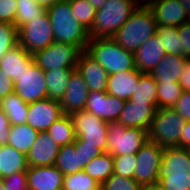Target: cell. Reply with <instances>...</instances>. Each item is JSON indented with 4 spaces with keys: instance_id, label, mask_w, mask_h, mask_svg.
<instances>
[{
    "instance_id": "d6a6232c",
    "label": "cell",
    "mask_w": 190,
    "mask_h": 190,
    "mask_svg": "<svg viewBox=\"0 0 190 190\" xmlns=\"http://www.w3.org/2000/svg\"><path fill=\"white\" fill-rule=\"evenodd\" d=\"M182 91V87L178 82H157L158 109L173 108Z\"/></svg>"
},
{
    "instance_id": "7dc6e473",
    "label": "cell",
    "mask_w": 190,
    "mask_h": 190,
    "mask_svg": "<svg viewBox=\"0 0 190 190\" xmlns=\"http://www.w3.org/2000/svg\"><path fill=\"white\" fill-rule=\"evenodd\" d=\"M14 93V81L0 69V97Z\"/></svg>"
},
{
    "instance_id": "ba28073f",
    "label": "cell",
    "mask_w": 190,
    "mask_h": 190,
    "mask_svg": "<svg viewBox=\"0 0 190 190\" xmlns=\"http://www.w3.org/2000/svg\"><path fill=\"white\" fill-rule=\"evenodd\" d=\"M83 51L76 45L54 41L48 47L35 52V64L43 71L55 69H76Z\"/></svg>"
},
{
    "instance_id": "d4e9b609",
    "label": "cell",
    "mask_w": 190,
    "mask_h": 190,
    "mask_svg": "<svg viewBox=\"0 0 190 190\" xmlns=\"http://www.w3.org/2000/svg\"><path fill=\"white\" fill-rule=\"evenodd\" d=\"M26 155L9 145L0 146V178L27 171Z\"/></svg>"
},
{
    "instance_id": "7a4b0ae2",
    "label": "cell",
    "mask_w": 190,
    "mask_h": 190,
    "mask_svg": "<svg viewBox=\"0 0 190 190\" xmlns=\"http://www.w3.org/2000/svg\"><path fill=\"white\" fill-rule=\"evenodd\" d=\"M158 184L166 190H190V149L165 148L158 169Z\"/></svg>"
},
{
    "instance_id": "7402d4cb",
    "label": "cell",
    "mask_w": 190,
    "mask_h": 190,
    "mask_svg": "<svg viewBox=\"0 0 190 190\" xmlns=\"http://www.w3.org/2000/svg\"><path fill=\"white\" fill-rule=\"evenodd\" d=\"M143 75L138 69L109 74L106 92L124 101L130 100Z\"/></svg>"
},
{
    "instance_id": "b9f144b4",
    "label": "cell",
    "mask_w": 190,
    "mask_h": 190,
    "mask_svg": "<svg viewBox=\"0 0 190 190\" xmlns=\"http://www.w3.org/2000/svg\"><path fill=\"white\" fill-rule=\"evenodd\" d=\"M5 190H29L26 171L16 172L3 178Z\"/></svg>"
},
{
    "instance_id": "5bb4252c",
    "label": "cell",
    "mask_w": 190,
    "mask_h": 190,
    "mask_svg": "<svg viewBox=\"0 0 190 190\" xmlns=\"http://www.w3.org/2000/svg\"><path fill=\"white\" fill-rule=\"evenodd\" d=\"M124 103L123 99L109 95L107 92L90 91L84 110L110 123L119 119Z\"/></svg>"
},
{
    "instance_id": "f1b7e54d",
    "label": "cell",
    "mask_w": 190,
    "mask_h": 190,
    "mask_svg": "<svg viewBox=\"0 0 190 190\" xmlns=\"http://www.w3.org/2000/svg\"><path fill=\"white\" fill-rule=\"evenodd\" d=\"M29 103L24 102L16 93L3 98L2 110L7 114L11 125L26 123Z\"/></svg>"
},
{
    "instance_id": "bcb514c9",
    "label": "cell",
    "mask_w": 190,
    "mask_h": 190,
    "mask_svg": "<svg viewBox=\"0 0 190 190\" xmlns=\"http://www.w3.org/2000/svg\"><path fill=\"white\" fill-rule=\"evenodd\" d=\"M10 120L7 114L0 110V146L7 145L10 134Z\"/></svg>"
},
{
    "instance_id": "74e56055",
    "label": "cell",
    "mask_w": 190,
    "mask_h": 190,
    "mask_svg": "<svg viewBox=\"0 0 190 190\" xmlns=\"http://www.w3.org/2000/svg\"><path fill=\"white\" fill-rule=\"evenodd\" d=\"M18 44V29L14 24L0 22V59Z\"/></svg>"
},
{
    "instance_id": "4316f807",
    "label": "cell",
    "mask_w": 190,
    "mask_h": 190,
    "mask_svg": "<svg viewBox=\"0 0 190 190\" xmlns=\"http://www.w3.org/2000/svg\"><path fill=\"white\" fill-rule=\"evenodd\" d=\"M37 134L38 131L29 126L27 123H23L21 125H11L7 145L26 155L31 149V146L34 144Z\"/></svg>"
},
{
    "instance_id": "603a6c76",
    "label": "cell",
    "mask_w": 190,
    "mask_h": 190,
    "mask_svg": "<svg viewBox=\"0 0 190 190\" xmlns=\"http://www.w3.org/2000/svg\"><path fill=\"white\" fill-rule=\"evenodd\" d=\"M187 63L188 57L184 55L166 54L150 75L157 82H178Z\"/></svg>"
},
{
    "instance_id": "9a60e30c",
    "label": "cell",
    "mask_w": 190,
    "mask_h": 190,
    "mask_svg": "<svg viewBox=\"0 0 190 190\" xmlns=\"http://www.w3.org/2000/svg\"><path fill=\"white\" fill-rule=\"evenodd\" d=\"M60 146L46 132H38L34 144L26 154L28 166H53Z\"/></svg>"
},
{
    "instance_id": "6da1fadb",
    "label": "cell",
    "mask_w": 190,
    "mask_h": 190,
    "mask_svg": "<svg viewBox=\"0 0 190 190\" xmlns=\"http://www.w3.org/2000/svg\"><path fill=\"white\" fill-rule=\"evenodd\" d=\"M46 11L52 24L55 41L76 45L82 51H86L91 38L89 30L73 15L70 1H56Z\"/></svg>"
},
{
    "instance_id": "3957f363",
    "label": "cell",
    "mask_w": 190,
    "mask_h": 190,
    "mask_svg": "<svg viewBox=\"0 0 190 190\" xmlns=\"http://www.w3.org/2000/svg\"><path fill=\"white\" fill-rule=\"evenodd\" d=\"M155 16L149 7H137L112 39L122 48L135 52L157 32Z\"/></svg>"
},
{
    "instance_id": "4dcf8cb0",
    "label": "cell",
    "mask_w": 190,
    "mask_h": 190,
    "mask_svg": "<svg viewBox=\"0 0 190 190\" xmlns=\"http://www.w3.org/2000/svg\"><path fill=\"white\" fill-rule=\"evenodd\" d=\"M61 147L74 143V126L70 115L64 114L46 131Z\"/></svg>"
},
{
    "instance_id": "db71d44e",
    "label": "cell",
    "mask_w": 190,
    "mask_h": 190,
    "mask_svg": "<svg viewBox=\"0 0 190 190\" xmlns=\"http://www.w3.org/2000/svg\"><path fill=\"white\" fill-rule=\"evenodd\" d=\"M87 1H89L94 6V8L98 10L104 5L106 0H87Z\"/></svg>"
},
{
    "instance_id": "681fc988",
    "label": "cell",
    "mask_w": 190,
    "mask_h": 190,
    "mask_svg": "<svg viewBox=\"0 0 190 190\" xmlns=\"http://www.w3.org/2000/svg\"><path fill=\"white\" fill-rule=\"evenodd\" d=\"M179 147L190 149V121H186L182 129Z\"/></svg>"
},
{
    "instance_id": "f546056e",
    "label": "cell",
    "mask_w": 190,
    "mask_h": 190,
    "mask_svg": "<svg viewBox=\"0 0 190 190\" xmlns=\"http://www.w3.org/2000/svg\"><path fill=\"white\" fill-rule=\"evenodd\" d=\"M64 175L73 174L84 168L80 165L79 150L74 144L61 146L54 164Z\"/></svg>"
},
{
    "instance_id": "60d3db41",
    "label": "cell",
    "mask_w": 190,
    "mask_h": 190,
    "mask_svg": "<svg viewBox=\"0 0 190 190\" xmlns=\"http://www.w3.org/2000/svg\"><path fill=\"white\" fill-rule=\"evenodd\" d=\"M75 150H79L80 165L84 168L92 159L99 156L103 152L95 147V145L84 144L79 137L74 140Z\"/></svg>"
},
{
    "instance_id": "4fadbf2b",
    "label": "cell",
    "mask_w": 190,
    "mask_h": 190,
    "mask_svg": "<svg viewBox=\"0 0 190 190\" xmlns=\"http://www.w3.org/2000/svg\"><path fill=\"white\" fill-rule=\"evenodd\" d=\"M63 115L60 103L47 98L29 103L26 123L36 131L43 132Z\"/></svg>"
},
{
    "instance_id": "83f0119b",
    "label": "cell",
    "mask_w": 190,
    "mask_h": 190,
    "mask_svg": "<svg viewBox=\"0 0 190 190\" xmlns=\"http://www.w3.org/2000/svg\"><path fill=\"white\" fill-rule=\"evenodd\" d=\"M83 171L101 185L114 173L113 155L103 152L92 159Z\"/></svg>"
},
{
    "instance_id": "9f6ffc18",
    "label": "cell",
    "mask_w": 190,
    "mask_h": 190,
    "mask_svg": "<svg viewBox=\"0 0 190 190\" xmlns=\"http://www.w3.org/2000/svg\"><path fill=\"white\" fill-rule=\"evenodd\" d=\"M0 190H5L2 178H0Z\"/></svg>"
},
{
    "instance_id": "6f0895ef",
    "label": "cell",
    "mask_w": 190,
    "mask_h": 190,
    "mask_svg": "<svg viewBox=\"0 0 190 190\" xmlns=\"http://www.w3.org/2000/svg\"><path fill=\"white\" fill-rule=\"evenodd\" d=\"M3 108V99L0 97V110Z\"/></svg>"
},
{
    "instance_id": "8d00e7d4",
    "label": "cell",
    "mask_w": 190,
    "mask_h": 190,
    "mask_svg": "<svg viewBox=\"0 0 190 190\" xmlns=\"http://www.w3.org/2000/svg\"><path fill=\"white\" fill-rule=\"evenodd\" d=\"M71 10L76 19L88 30L91 29L94 17L96 15V9L87 0H69Z\"/></svg>"
},
{
    "instance_id": "5b68a950",
    "label": "cell",
    "mask_w": 190,
    "mask_h": 190,
    "mask_svg": "<svg viewBox=\"0 0 190 190\" xmlns=\"http://www.w3.org/2000/svg\"><path fill=\"white\" fill-rule=\"evenodd\" d=\"M86 52L92 56L108 74L137 69L135 67L134 52L122 48L111 37L90 38Z\"/></svg>"
},
{
    "instance_id": "f6af8a7d",
    "label": "cell",
    "mask_w": 190,
    "mask_h": 190,
    "mask_svg": "<svg viewBox=\"0 0 190 190\" xmlns=\"http://www.w3.org/2000/svg\"><path fill=\"white\" fill-rule=\"evenodd\" d=\"M178 34L181 43V55L190 57V20L178 26Z\"/></svg>"
},
{
    "instance_id": "ee69618b",
    "label": "cell",
    "mask_w": 190,
    "mask_h": 190,
    "mask_svg": "<svg viewBox=\"0 0 190 190\" xmlns=\"http://www.w3.org/2000/svg\"><path fill=\"white\" fill-rule=\"evenodd\" d=\"M185 121H190V92L182 91L173 108Z\"/></svg>"
},
{
    "instance_id": "277c9868",
    "label": "cell",
    "mask_w": 190,
    "mask_h": 190,
    "mask_svg": "<svg viewBox=\"0 0 190 190\" xmlns=\"http://www.w3.org/2000/svg\"><path fill=\"white\" fill-rule=\"evenodd\" d=\"M137 7L136 2L131 0H106L104 5L96 10L89 30L90 37L112 38Z\"/></svg>"
},
{
    "instance_id": "7c38bea8",
    "label": "cell",
    "mask_w": 190,
    "mask_h": 190,
    "mask_svg": "<svg viewBox=\"0 0 190 190\" xmlns=\"http://www.w3.org/2000/svg\"><path fill=\"white\" fill-rule=\"evenodd\" d=\"M165 148L148 140L136 153L134 180L142 187L158 183V169L162 163Z\"/></svg>"
},
{
    "instance_id": "484cf974",
    "label": "cell",
    "mask_w": 190,
    "mask_h": 190,
    "mask_svg": "<svg viewBox=\"0 0 190 190\" xmlns=\"http://www.w3.org/2000/svg\"><path fill=\"white\" fill-rule=\"evenodd\" d=\"M75 70L55 69L44 71L47 84V98L60 102L66 91L71 74Z\"/></svg>"
},
{
    "instance_id": "9c48e42d",
    "label": "cell",
    "mask_w": 190,
    "mask_h": 190,
    "mask_svg": "<svg viewBox=\"0 0 190 190\" xmlns=\"http://www.w3.org/2000/svg\"><path fill=\"white\" fill-rule=\"evenodd\" d=\"M74 126L75 137L84 144L95 145L102 152H107L108 122L86 111H75L70 114Z\"/></svg>"
},
{
    "instance_id": "30bf717a",
    "label": "cell",
    "mask_w": 190,
    "mask_h": 190,
    "mask_svg": "<svg viewBox=\"0 0 190 190\" xmlns=\"http://www.w3.org/2000/svg\"><path fill=\"white\" fill-rule=\"evenodd\" d=\"M55 41L47 11L18 30V44L33 55Z\"/></svg>"
},
{
    "instance_id": "11a10c76",
    "label": "cell",
    "mask_w": 190,
    "mask_h": 190,
    "mask_svg": "<svg viewBox=\"0 0 190 190\" xmlns=\"http://www.w3.org/2000/svg\"><path fill=\"white\" fill-rule=\"evenodd\" d=\"M186 9L187 17L190 20V0H179Z\"/></svg>"
},
{
    "instance_id": "e575fe53",
    "label": "cell",
    "mask_w": 190,
    "mask_h": 190,
    "mask_svg": "<svg viewBox=\"0 0 190 190\" xmlns=\"http://www.w3.org/2000/svg\"><path fill=\"white\" fill-rule=\"evenodd\" d=\"M101 185L83 170L64 175L62 190H100Z\"/></svg>"
},
{
    "instance_id": "f907efd6",
    "label": "cell",
    "mask_w": 190,
    "mask_h": 190,
    "mask_svg": "<svg viewBox=\"0 0 190 190\" xmlns=\"http://www.w3.org/2000/svg\"><path fill=\"white\" fill-rule=\"evenodd\" d=\"M37 4L44 8H48L53 5L57 0H34Z\"/></svg>"
},
{
    "instance_id": "8992f818",
    "label": "cell",
    "mask_w": 190,
    "mask_h": 190,
    "mask_svg": "<svg viewBox=\"0 0 190 190\" xmlns=\"http://www.w3.org/2000/svg\"><path fill=\"white\" fill-rule=\"evenodd\" d=\"M185 122L172 108L157 109L148 130L149 140L163 148L179 147Z\"/></svg>"
},
{
    "instance_id": "44dd1931",
    "label": "cell",
    "mask_w": 190,
    "mask_h": 190,
    "mask_svg": "<svg viewBox=\"0 0 190 190\" xmlns=\"http://www.w3.org/2000/svg\"><path fill=\"white\" fill-rule=\"evenodd\" d=\"M165 55L162 42L155 34L134 52L135 67L143 74H150Z\"/></svg>"
},
{
    "instance_id": "2e32d148",
    "label": "cell",
    "mask_w": 190,
    "mask_h": 190,
    "mask_svg": "<svg viewBox=\"0 0 190 190\" xmlns=\"http://www.w3.org/2000/svg\"><path fill=\"white\" fill-rule=\"evenodd\" d=\"M157 109L158 104L135 103L127 100L117 121L125 128H141L148 131Z\"/></svg>"
},
{
    "instance_id": "7bdbcfd3",
    "label": "cell",
    "mask_w": 190,
    "mask_h": 190,
    "mask_svg": "<svg viewBox=\"0 0 190 190\" xmlns=\"http://www.w3.org/2000/svg\"><path fill=\"white\" fill-rule=\"evenodd\" d=\"M17 0H0V22L15 25Z\"/></svg>"
},
{
    "instance_id": "52a82bcc",
    "label": "cell",
    "mask_w": 190,
    "mask_h": 190,
    "mask_svg": "<svg viewBox=\"0 0 190 190\" xmlns=\"http://www.w3.org/2000/svg\"><path fill=\"white\" fill-rule=\"evenodd\" d=\"M107 152L113 156L136 154L149 140L148 131L125 128L118 121L108 123Z\"/></svg>"
},
{
    "instance_id": "cb8c5ba5",
    "label": "cell",
    "mask_w": 190,
    "mask_h": 190,
    "mask_svg": "<svg viewBox=\"0 0 190 190\" xmlns=\"http://www.w3.org/2000/svg\"><path fill=\"white\" fill-rule=\"evenodd\" d=\"M32 57L20 44L11 48L0 59V69L7 74L14 84L19 81V77L25 70V63Z\"/></svg>"
},
{
    "instance_id": "d6986e66",
    "label": "cell",
    "mask_w": 190,
    "mask_h": 190,
    "mask_svg": "<svg viewBox=\"0 0 190 190\" xmlns=\"http://www.w3.org/2000/svg\"><path fill=\"white\" fill-rule=\"evenodd\" d=\"M29 190H62L64 174L55 166H28Z\"/></svg>"
},
{
    "instance_id": "e0dca14e",
    "label": "cell",
    "mask_w": 190,
    "mask_h": 190,
    "mask_svg": "<svg viewBox=\"0 0 190 190\" xmlns=\"http://www.w3.org/2000/svg\"><path fill=\"white\" fill-rule=\"evenodd\" d=\"M89 90L82 75L76 69L70 77L63 98L59 102L63 114L70 115L85 109Z\"/></svg>"
},
{
    "instance_id": "816d5d0a",
    "label": "cell",
    "mask_w": 190,
    "mask_h": 190,
    "mask_svg": "<svg viewBox=\"0 0 190 190\" xmlns=\"http://www.w3.org/2000/svg\"><path fill=\"white\" fill-rule=\"evenodd\" d=\"M158 0H137L138 7H150L153 3L157 2Z\"/></svg>"
},
{
    "instance_id": "ab89813d",
    "label": "cell",
    "mask_w": 190,
    "mask_h": 190,
    "mask_svg": "<svg viewBox=\"0 0 190 190\" xmlns=\"http://www.w3.org/2000/svg\"><path fill=\"white\" fill-rule=\"evenodd\" d=\"M136 159V154L113 156L114 173L122 177L134 179V171L137 163Z\"/></svg>"
},
{
    "instance_id": "ffe728a7",
    "label": "cell",
    "mask_w": 190,
    "mask_h": 190,
    "mask_svg": "<svg viewBox=\"0 0 190 190\" xmlns=\"http://www.w3.org/2000/svg\"><path fill=\"white\" fill-rule=\"evenodd\" d=\"M158 27H178L189 21L186 9L179 0H158L149 7Z\"/></svg>"
},
{
    "instance_id": "f35d334b",
    "label": "cell",
    "mask_w": 190,
    "mask_h": 190,
    "mask_svg": "<svg viewBox=\"0 0 190 190\" xmlns=\"http://www.w3.org/2000/svg\"><path fill=\"white\" fill-rule=\"evenodd\" d=\"M100 190H142V186L134 179L113 173L101 184Z\"/></svg>"
},
{
    "instance_id": "1f68e13d",
    "label": "cell",
    "mask_w": 190,
    "mask_h": 190,
    "mask_svg": "<svg viewBox=\"0 0 190 190\" xmlns=\"http://www.w3.org/2000/svg\"><path fill=\"white\" fill-rule=\"evenodd\" d=\"M129 101L157 104V81L150 74H143L139 79V85H137Z\"/></svg>"
},
{
    "instance_id": "f5cc1de1",
    "label": "cell",
    "mask_w": 190,
    "mask_h": 190,
    "mask_svg": "<svg viewBox=\"0 0 190 190\" xmlns=\"http://www.w3.org/2000/svg\"><path fill=\"white\" fill-rule=\"evenodd\" d=\"M142 190H166L158 183H155L153 185H146L142 187Z\"/></svg>"
},
{
    "instance_id": "d590c367",
    "label": "cell",
    "mask_w": 190,
    "mask_h": 190,
    "mask_svg": "<svg viewBox=\"0 0 190 190\" xmlns=\"http://www.w3.org/2000/svg\"><path fill=\"white\" fill-rule=\"evenodd\" d=\"M156 34L160 38L166 54L181 55V43L177 27H157Z\"/></svg>"
},
{
    "instance_id": "836d02e7",
    "label": "cell",
    "mask_w": 190,
    "mask_h": 190,
    "mask_svg": "<svg viewBox=\"0 0 190 190\" xmlns=\"http://www.w3.org/2000/svg\"><path fill=\"white\" fill-rule=\"evenodd\" d=\"M17 6L15 26L18 30L46 12V8L40 6L34 0H17Z\"/></svg>"
},
{
    "instance_id": "ac0fdd59",
    "label": "cell",
    "mask_w": 190,
    "mask_h": 190,
    "mask_svg": "<svg viewBox=\"0 0 190 190\" xmlns=\"http://www.w3.org/2000/svg\"><path fill=\"white\" fill-rule=\"evenodd\" d=\"M76 69L84 78L89 92H106L109 74L86 51L80 54Z\"/></svg>"
},
{
    "instance_id": "c3c4849f",
    "label": "cell",
    "mask_w": 190,
    "mask_h": 190,
    "mask_svg": "<svg viewBox=\"0 0 190 190\" xmlns=\"http://www.w3.org/2000/svg\"><path fill=\"white\" fill-rule=\"evenodd\" d=\"M182 72L183 74L181 75L178 83L182 87L183 91L190 92V57L188 58V63L185 65Z\"/></svg>"
},
{
    "instance_id": "8fae6325",
    "label": "cell",
    "mask_w": 190,
    "mask_h": 190,
    "mask_svg": "<svg viewBox=\"0 0 190 190\" xmlns=\"http://www.w3.org/2000/svg\"><path fill=\"white\" fill-rule=\"evenodd\" d=\"M14 93L26 103L47 99L45 72L35 64L33 56L25 63L23 74L14 84Z\"/></svg>"
}]
</instances>
